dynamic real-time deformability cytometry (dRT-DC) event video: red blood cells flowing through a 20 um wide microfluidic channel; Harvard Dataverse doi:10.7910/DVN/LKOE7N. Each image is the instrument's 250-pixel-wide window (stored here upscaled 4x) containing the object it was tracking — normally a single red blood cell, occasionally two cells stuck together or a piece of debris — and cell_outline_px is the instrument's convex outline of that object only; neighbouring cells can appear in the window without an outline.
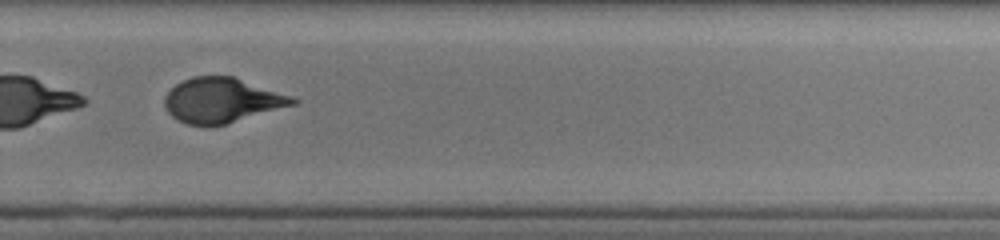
{"species": "human", "species_latin": "Homo sapiens", "temperature_condition": "cold", "stored_images_in_passage": 55, "segment_of_instrument_passage": [2, 2], "camera_frame_rate_fps": 3000, "um_per_image_px": 0.085, "donor": {"sex": "male"}, "frame": {"image": 1, "passage_image": 40, "time_ms": 13.0, "image_size_px": [1000, 240], "cell_outline_px": [[300, 100], [296, 104], [224, 124], [184, 124], [172, 116], [164, 108], [164, 96], [176, 84], [184, 80], [196, 76], [232, 76]], "centroid_in_image_um": [18.81, 8.52], "position_along_channel_um": 311.0, "area_um2": 32.66}}